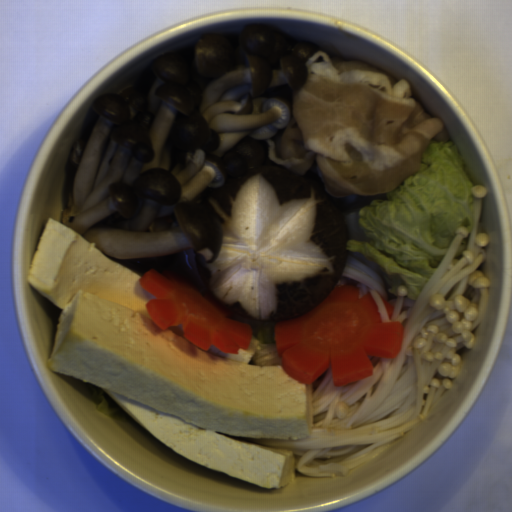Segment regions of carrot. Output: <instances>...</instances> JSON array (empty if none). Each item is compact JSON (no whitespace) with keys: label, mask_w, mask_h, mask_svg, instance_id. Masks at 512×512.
I'll return each instance as SVG.
<instances>
[{"label":"carrot","mask_w":512,"mask_h":512,"mask_svg":"<svg viewBox=\"0 0 512 512\" xmlns=\"http://www.w3.org/2000/svg\"><path fill=\"white\" fill-rule=\"evenodd\" d=\"M403 336L402 323L382 322L370 291L360 296L357 286L336 284L312 310L277 323L274 345L296 381L314 382L331 368L338 387L373 375L368 356L399 355Z\"/></svg>","instance_id":"carrot-1"},{"label":"carrot","mask_w":512,"mask_h":512,"mask_svg":"<svg viewBox=\"0 0 512 512\" xmlns=\"http://www.w3.org/2000/svg\"><path fill=\"white\" fill-rule=\"evenodd\" d=\"M140 284L155 296L146 304L151 320L163 331L181 325L184 337L200 349L215 346L227 354H239L251 342L249 324L233 320L229 309L208 292L202 295L188 278L172 269L145 270Z\"/></svg>","instance_id":"carrot-2"},{"label":"carrot","mask_w":512,"mask_h":512,"mask_svg":"<svg viewBox=\"0 0 512 512\" xmlns=\"http://www.w3.org/2000/svg\"><path fill=\"white\" fill-rule=\"evenodd\" d=\"M379 297L385 307L388 319H392L393 315H394V310H395L394 305L391 304L390 302H388L383 296L379 295Z\"/></svg>","instance_id":"carrot-3"}]
</instances>
